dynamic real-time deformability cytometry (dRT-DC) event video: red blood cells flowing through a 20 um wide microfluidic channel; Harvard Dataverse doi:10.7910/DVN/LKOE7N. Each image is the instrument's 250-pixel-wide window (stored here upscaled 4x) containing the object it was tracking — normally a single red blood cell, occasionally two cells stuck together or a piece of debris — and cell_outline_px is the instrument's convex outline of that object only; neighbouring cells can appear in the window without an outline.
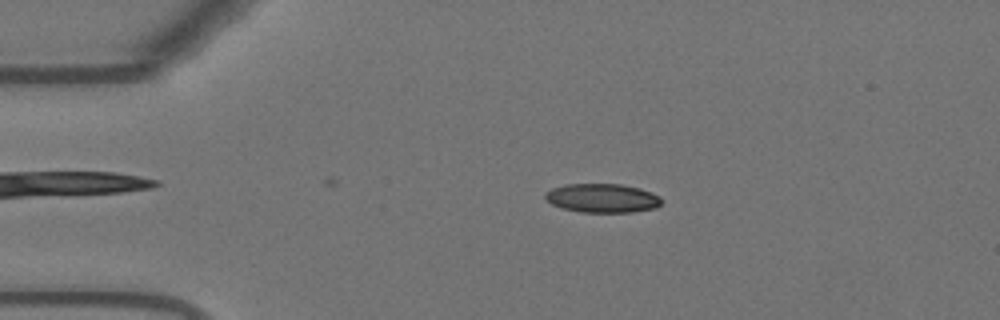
{"species": "Egyptian fruit bat (a non-hibernating species)", "species_latin": "Rousettus aegyptiacus", "temperature_condition": "warm", "stored_images_in_passage": 39, "camera_frame_rate_fps": 3000, "um_per_image_px": 0.085, "animal": {"sex": "female"}, "frame": {"image": 1, "passage_image": 11, "time_ms": 3.333, "image_size_px": [1000, 320], "cell_outline_px": [[660, 204], [656, 208], [632, 212], [580, 212], [560, 208], [552, 204], [544, 196], [544, 192], [552, 188], [564, 184], [620, 184], [640, 188], [652, 192], [660, 196]], "centroid_in_image_um": [51.18, 16.84], "position_along_channel_um": 33.8, "area_um2": 19.71}}
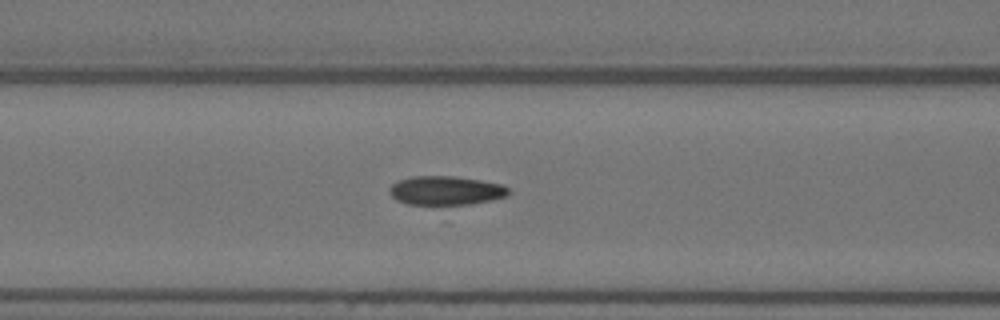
{"frame": {"image": 2, "passage_image": 22, "time_ms": 7.0, "image_size_px": [1000, 320], "cell_outline_px": [[512, 192], [508, 196], [492, 200], [472, 204], [408, 204], [396, 200], [392, 196], [388, 188], [392, 184], [400, 180], [412, 176], [452, 176], [480, 180], [500, 184], [508, 188]], "centroid_in_image_um": [37.92, 16.19], "position_along_channel_um": 128.7, "area_um2": 20.06}}
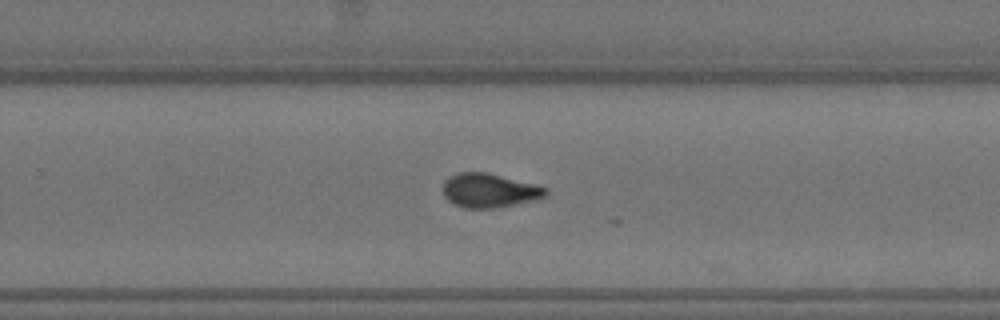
{"frame": {"image": 3, "passage_image": 35, "time_ms": 11.333, "image_size_px": [1000, 320], "cell_outline_px": [[548, 196], [532, 200], [492, 208], [464, 208], [448, 200], [444, 196], [440, 188], [444, 180], [448, 176], [456, 172], [488, 172], [540, 184], [548, 188]], "centroid_in_image_um": [41.59, 16.15], "position_along_channel_um": 288.2, "area_um2": 20.87}}